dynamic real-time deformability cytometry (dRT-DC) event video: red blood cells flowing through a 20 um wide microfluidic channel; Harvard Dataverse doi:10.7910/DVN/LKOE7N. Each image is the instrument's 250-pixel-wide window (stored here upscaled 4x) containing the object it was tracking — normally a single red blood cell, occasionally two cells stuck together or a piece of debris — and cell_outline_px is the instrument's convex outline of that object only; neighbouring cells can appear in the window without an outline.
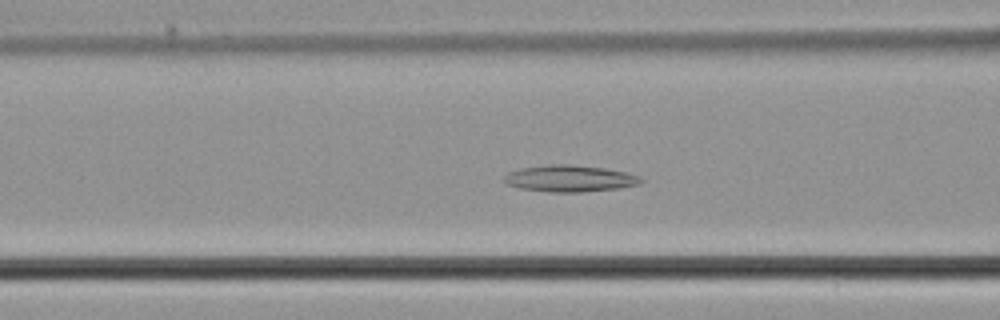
{"species": "common noctule bat (a hibernating species)", "species_latin": "Nyctalus noctula", "temperature_condition": "cold", "stored_images_in_passage": 57, "segment_of_instrument_passage": [1, 2], "camera_frame_rate_fps": 3000, "um_per_image_px": 0.085, "animal": {"sex": "male", "body_mass_g": 21.5, "forearm_length_mm": 52.0}, "frame": {"image": 1, "passage_image": 22, "time_ms": 7.0, "image_size_px": [1000, 320], "cell_outline_px": [[644, 180], [640, 184], [616, 188], [580, 192], [548, 192], [520, 188], [508, 184], [504, 180], [504, 176], [508, 172], [520, 168], [548, 164], [568, 164], [604, 168], [624, 172], [640, 176]], "centroid_in_image_um": [48.41, 15.16], "position_along_channel_um": 118.2, "area_um2": 21.1}}
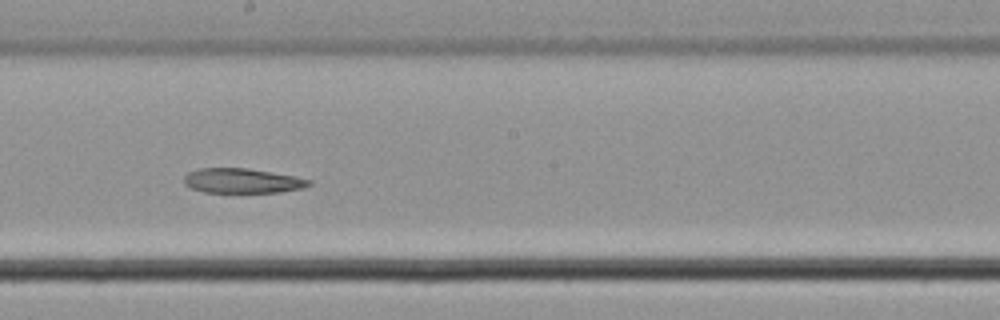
{"frame": {"image": 2, "passage_image": 31, "time_ms": 10.0, "image_size_px": [1000, 320], "cell_outline_px": [[312, 184], [304, 188], [280, 192], [204, 192], [192, 188], [184, 184], [184, 176], [188, 172], [200, 168], [248, 168], [296, 176], [312, 180]], "centroid_in_image_um": [20.62, 15.36], "position_along_channel_um": 227.6, "area_um2": 18.09}}
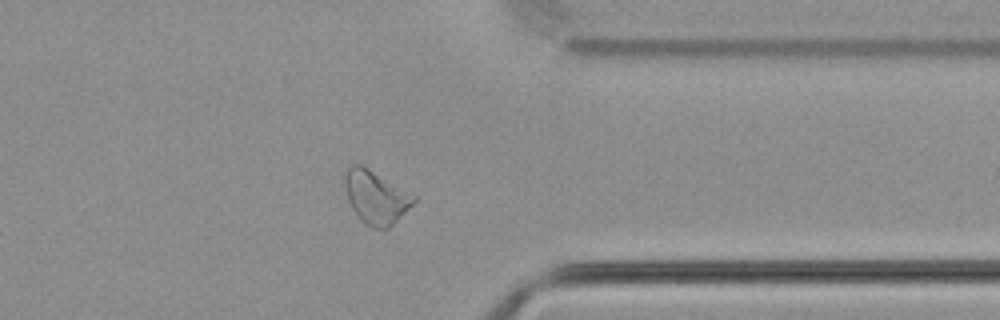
{"frame": {"image": 3, "passage_image": 44, "time_ms": 14.333, "image_size_px": [1000, 320], "cell_outline_px": [[416, 200], [388, 228], [372, 228], [364, 224], [356, 216], [348, 200], [344, 184], [344, 172], [348, 164], [360, 164], [368, 168], [416, 196]], "centroid_in_image_um": [31.88, 16.74], "position_along_channel_um": 379.5, "area_um2": 21.21}}